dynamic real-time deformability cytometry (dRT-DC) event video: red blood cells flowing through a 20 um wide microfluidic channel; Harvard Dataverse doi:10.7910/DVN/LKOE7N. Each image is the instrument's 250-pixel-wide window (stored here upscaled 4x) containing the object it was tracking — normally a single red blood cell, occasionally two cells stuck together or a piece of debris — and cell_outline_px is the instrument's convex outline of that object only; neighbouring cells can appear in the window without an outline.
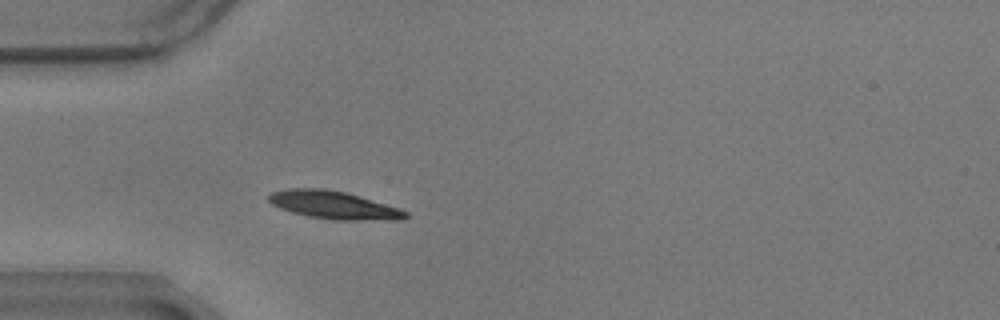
{"species": "common noctule bat (a hibernating species)", "species_latin": "Nyctalus noctula", "temperature_condition": "warm", "stored_images_in_passage": 17, "camera_frame_rate_fps": 3000, "um_per_image_px": 0.085, "animal": {"sex": "male", "body_mass_g": 17.9}, "frame": {"image": 1, "passage_image": 12, "time_ms": 3.667, "image_size_px": [1000, 320], "cell_outline_px": [[408, 216], [404, 220], [332, 220], [308, 216], [292, 212], [280, 208], [272, 204], [268, 200], [268, 196], [272, 192], [288, 188], [324, 188], [344, 192], [400, 208], [408, 212]], "centroid_in_image_um": [28.38, 17.44], "position_along_channel_um": 56.6, "area_um2": 22.25}}